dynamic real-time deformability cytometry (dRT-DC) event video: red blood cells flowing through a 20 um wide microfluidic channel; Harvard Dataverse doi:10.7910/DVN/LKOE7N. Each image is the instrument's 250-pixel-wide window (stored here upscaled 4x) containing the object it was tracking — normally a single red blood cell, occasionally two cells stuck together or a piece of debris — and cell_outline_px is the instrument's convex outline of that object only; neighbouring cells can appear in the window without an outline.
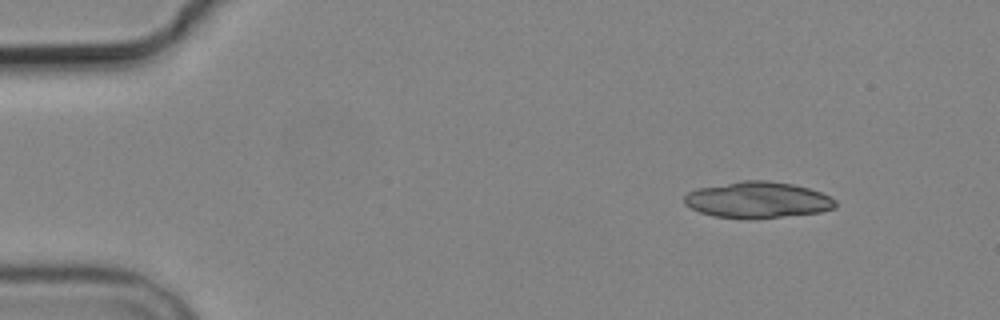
{"species": "common noctule bat (a hibernating species)", "species_latin": "Nyctalus noctula", "temperature_condition": "cold", "stored_images_in_passage": 4, "camera_frame_rate_fps": 3000, "um_per_image_px": 0.085, "animal": {"sex": "male", "body_mass_g": 19.2, "forearm_length_mm": 51.8}, "frame": {"image": 1, "passage_image": 1, "time_ms": 0.0, "image_size_px": [1000, 320], "cell_outline_px": [[836, 208], [820, 212], [780, 216], [712, 216], [700, 212], [684, 204], [684, 196], [688, 192], [696, 188], [744, 180], [768, 180], [792, 184], [808, 188], [820, 192], [836, 200]], "centroid_in_image_um": [64.39, 16.95], "position_along_channel_um": 20.6, "area_um2": 31.04}}